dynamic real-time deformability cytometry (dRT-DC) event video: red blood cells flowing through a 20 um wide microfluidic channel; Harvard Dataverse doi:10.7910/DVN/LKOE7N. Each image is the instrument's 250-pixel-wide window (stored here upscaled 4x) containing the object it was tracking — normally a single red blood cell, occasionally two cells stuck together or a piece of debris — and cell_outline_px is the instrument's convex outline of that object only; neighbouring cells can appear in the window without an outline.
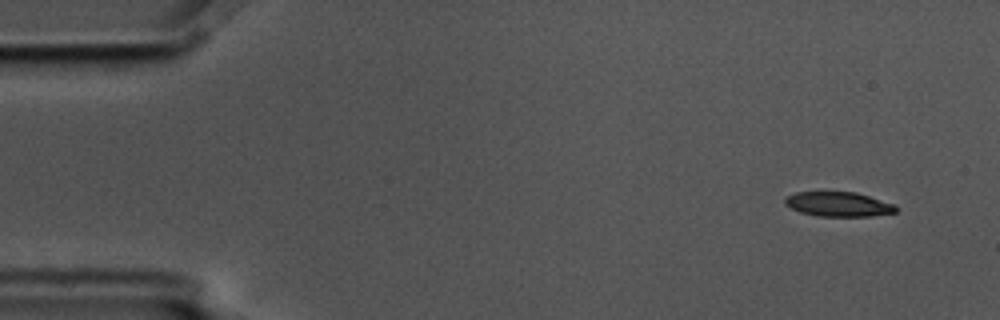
{"species": "common noctule bat (a hibernating species)", "species_latin": "Nyctalus noctula", "temperature_condition": "cold", "stored_images_in_passage": 6, "camera_frame_rate_fps": 3000, "um_per_image_px": 0.085, "animal": {"sex": "male", "body_mass_g": 17.5, "forearm_length_mm": 52.3}, "frame": {"image": 1, "passage_image": 1, "time_ms": 0.0, "image_size_px": [1000, 320], "cell_outline_px": [[896, 212], [872, 216], [816, 216], [800, 212], [784, 204], [784, 200], [788, 196], [796, 192], [856, 192], [896, 204]], "centroid_in_image_um": [71.28, 17.36], "position_along_channel_um": 13.7, "area_um2": 15.9}}
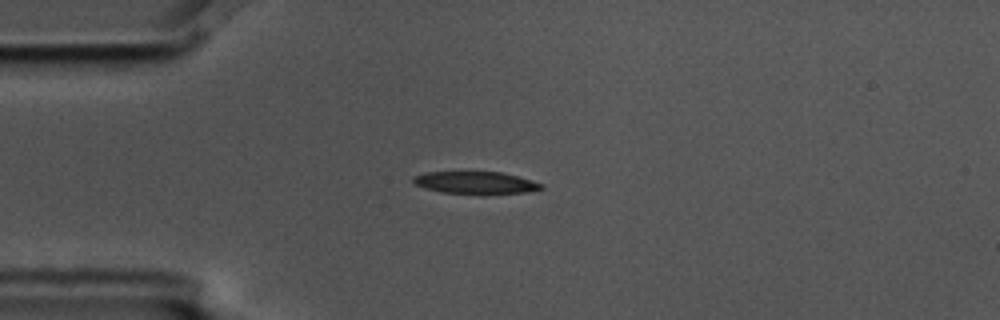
{"frame": {"image": 2, "passage_image": 4, "time_ms": 1.0, "image_size_px": [1000, 320], "cell_outline_px": [[544, 188], [524, 192], [484, 196], [440, 192], [424, 188], [416, 184], [412, 180], [412, 176], [428, 172], [500, 172], [532, 180], [544, 184]], "centroid_in_image_um": [40.43, 15.56], "position_along_channel_um": 44.6, "area_um2": 17.11}}
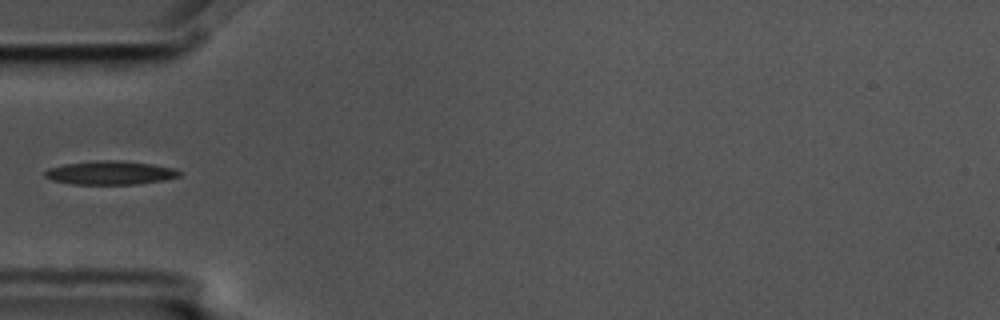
{"frame": {"image": 3, "passage_image": 5, "time_ms": 1.333, "image_size_px": [1000, 320], "cell_outline_px": [[180, 176], [164, 180], [136, 184], [72, 184], [52, 180], [44, 176], [44, 172], [48, 168], [64, 164], [100, 160], [120, 160], [152, 164], [176, 168], [180, 172]], "centroid_in_image_um": [9.37, 14.68], "position_along_channel_um": 75.6, "area_um2": 18.55}}